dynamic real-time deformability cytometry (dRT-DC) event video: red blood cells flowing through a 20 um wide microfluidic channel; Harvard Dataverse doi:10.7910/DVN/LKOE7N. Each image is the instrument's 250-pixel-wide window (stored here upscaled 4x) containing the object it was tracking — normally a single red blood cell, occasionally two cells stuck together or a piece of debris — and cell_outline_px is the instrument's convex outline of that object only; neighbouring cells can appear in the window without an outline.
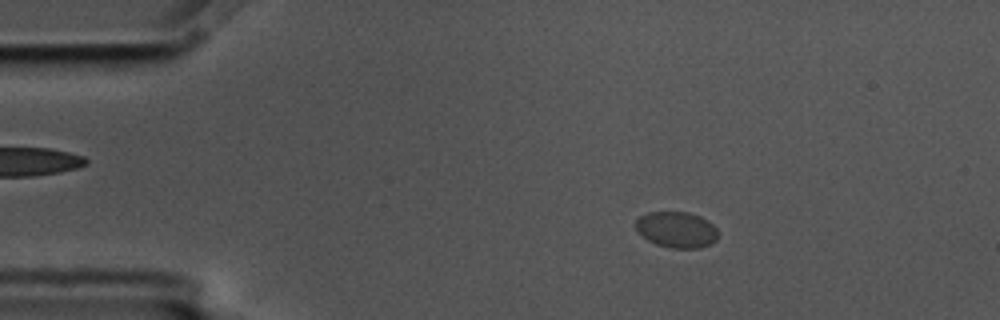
{"species": "common noctule bat (a hibernating species)", "species_latin": "Nyctalus noctula", "temperature_condition": "cold", "stored_images_in_passage": 57, "camera_frame_rate_fps": 3000, "um_per_image_px": 0.085, "animal": {"sex": "male", "body_mass_g": 17.5, "forearm_length_mm": 52.3}, "frame": {"image": 1, "passage_image": 10, "time_ms": 3.0, "image_size_px": [1000, 320], "cell_outline_px": [[716, 240], [712, 244], [700, 248], [672, 248], [656, 244], [648, 240], [636, 232], [636, 220], [640, 216], [648, 212], [688, 212], [700, 216], [708, 220], [716, 228]], "centroid_in_image_um": [57.5, 19.52], "position_along_channel_um": 27.5, "area_um2": 17.34}}
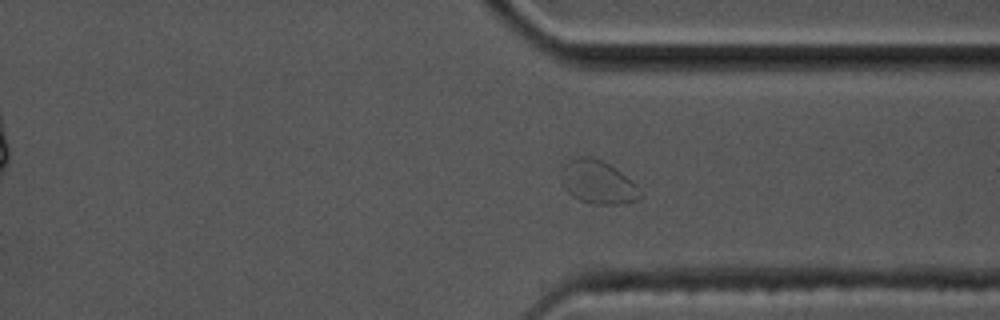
{"frame": {"image": 2, "passage_image": 43, "time_ms": 14.0, "image_size_px": [1000, 320], "cell_outline_px": [[644, 196], [640, 200], [620, 204], [596, 204], [580, 200], [572, 196], [564, 188], [560, 176], [560, 172], [564, 164], [568, 160], [576, 156], [592, 156], [608, 164], [620, 172], [636, 184]], "centroid_in_image_um": [50.81, 15.48], "position_along_channel_um": 360.6, "area_um2": 20.11}}
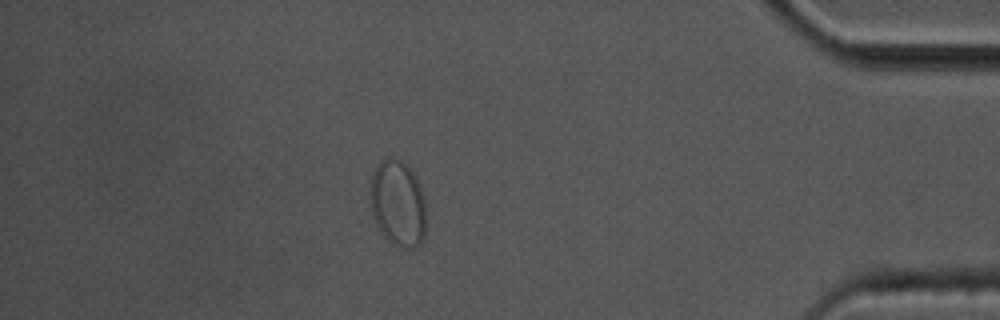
{"frame": {"image": 3, "passage_image": 50, "time_ms": 16.333, "image_size_px": [1000, 320], "cell_outline_px": [[424, 236], [420, 244], [412, 248], [400, 248], [392, 244], [384, 236], [376, 224], [372, 216], [372, 172], [388, 156], [400, 160], [416, 176], [424, 196]], "centroid_in_image_um": [33.83, 17.32], "position_along_channel_um": 401.4, "area_um2": 27.57}}